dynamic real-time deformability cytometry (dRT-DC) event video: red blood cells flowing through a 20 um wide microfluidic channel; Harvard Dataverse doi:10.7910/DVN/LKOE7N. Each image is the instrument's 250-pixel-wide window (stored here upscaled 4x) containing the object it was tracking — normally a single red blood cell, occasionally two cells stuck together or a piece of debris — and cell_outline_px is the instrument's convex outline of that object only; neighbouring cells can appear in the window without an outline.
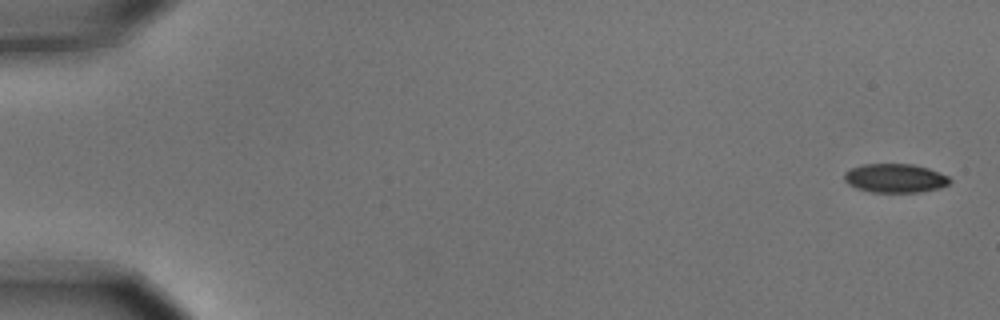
{"species": "common noctule bat (a hibernating species)", "species_latin": "Nyctalus noctula", "temperature_condition": "cold", "stored_images_in_passage": 5, "camera_frame_rate_fps": 3000, "um_per_image_px": 0.085, "animal": {"sex": "male", "body_mass_g": 15.6}, "frame": {"image": 1, "passage_image": 1, "time_ms": 0.0, "image_size_px": [1000, 320], "cell_outline_px": [[952, 180], [948, 184], [940, 188], [920, 192], [872, 192], [856, 188], [848, 184], [844, 180], [844, 172], [852, 168], [864, 164], [912, 164], [928, 168], [948, 176]], "centroid_in_image_um": [76.08, 15.15], "position_along_channel_um": 8.9, "area_um2": 17.74}}
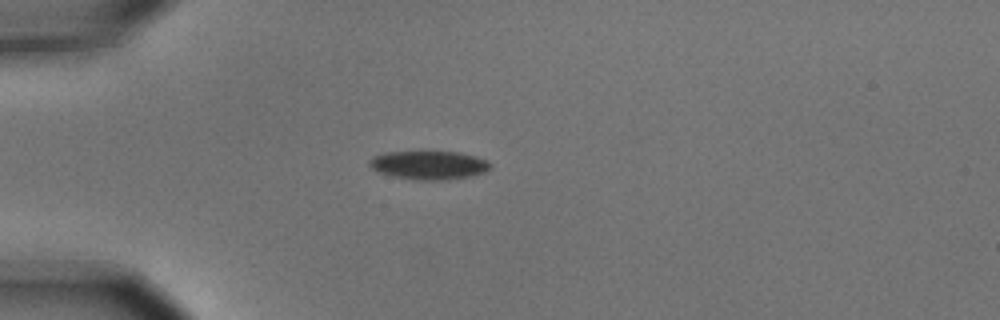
{"frame": {"image": 2, "passage_image": 5, "time_ms": 1.333, "image_size_px": [1000, 320], "cell_outline_px": [[492, 168], [488, 172], [472, 176], [444, 180], [412, 180], [392, 176], [380, 172], [372, 168], [368, 164], [368, 160], [372, 156], [384, 152], [424, 148], [460, 152], [476, 156], [488, 160], [492, 164]], "centroid_in_image_um": [36.47, 13.98], "position_along_channel_um": 48.5, "area_um2": 21.62}}